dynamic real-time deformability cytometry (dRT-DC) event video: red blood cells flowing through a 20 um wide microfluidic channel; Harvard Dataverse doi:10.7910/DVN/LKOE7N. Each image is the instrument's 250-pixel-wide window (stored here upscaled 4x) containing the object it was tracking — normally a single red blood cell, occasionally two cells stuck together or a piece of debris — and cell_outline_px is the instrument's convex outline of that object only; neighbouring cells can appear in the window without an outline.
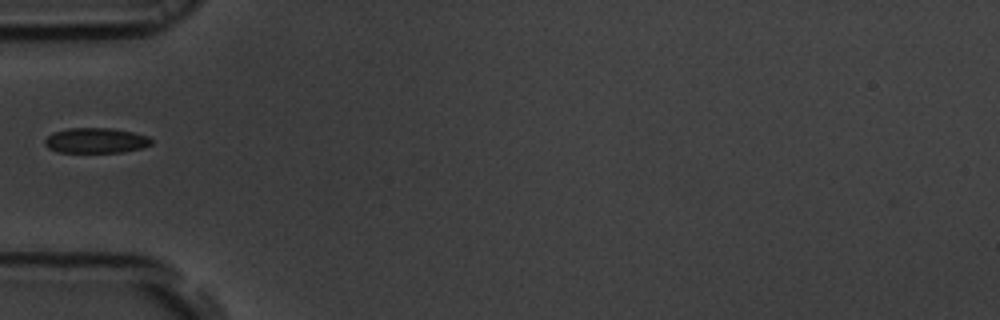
{"species": "common noctule bat (a hibernating species)", "species_latin": "Nyctalus noctula", "temperature_condition": "room temperature", "stored_images_in_passage": 37, "camera_frame_rate_fps": 3000, "um_per_image_px": 0.085, "animal": {"sex": "male", "body_mass_g": 19.5, "forearm_length_mm": 54.6}, "frame": {"image": 1, "passage_image": 1, "time_ms": 0.0, "image_size_px": [1000, 320], "cell_outline_px": [[152, 144], [144, 148], [120, 152], [56, 152], [48, 148], [44, 144], [44, 140], [52, 132], [68, 128], [112, 128], [132, 132], [148, 136], [152, 140]], "centroid_in_image_um": [8.14, 11.94], "position_along_channel_um": 76.9, "area_um2": 15.78}}
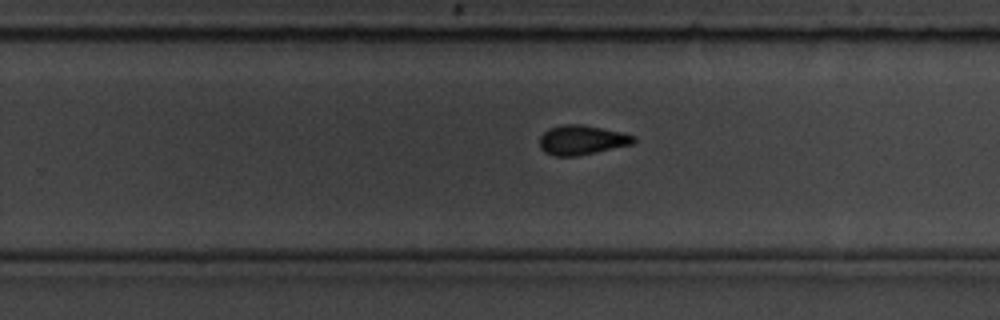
{"frame": {"image": 2, "passage_image": 17, "time_ms": 5.333, "image_size_px": [1000, 320], "cell_outline_px": [[636, 140], [632, 144], [596, 152], [576, 156], [556, 156], [544, 152], [540, 148], [540, 136], [548, 128], [560, 124], [584, 124], [620, 132], [636, 136]], "centroid_in_image_um": [49.43, 11.89], "position_along_channel_um": 280.4, "area_um2": 16.24}}
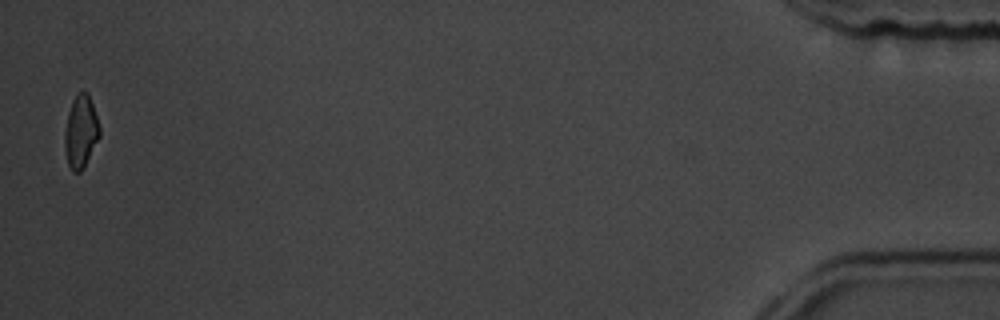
{"frame": {"image": 3, "passage_image": 36, "time_ms": 11.667, "image_size_px": [1000, 320], "cell_outline_px": [[100, 136], [80, 172], [72, 172], [68, 164], [64, 148], [64, 132], [68, 112], [72, 100], [80, 92], [88, 92], [100, 128]], "centroid_in_image_um": [6.84, 11.19], "position_along_channel_um": 428.4, "area_um2": 14.57}}